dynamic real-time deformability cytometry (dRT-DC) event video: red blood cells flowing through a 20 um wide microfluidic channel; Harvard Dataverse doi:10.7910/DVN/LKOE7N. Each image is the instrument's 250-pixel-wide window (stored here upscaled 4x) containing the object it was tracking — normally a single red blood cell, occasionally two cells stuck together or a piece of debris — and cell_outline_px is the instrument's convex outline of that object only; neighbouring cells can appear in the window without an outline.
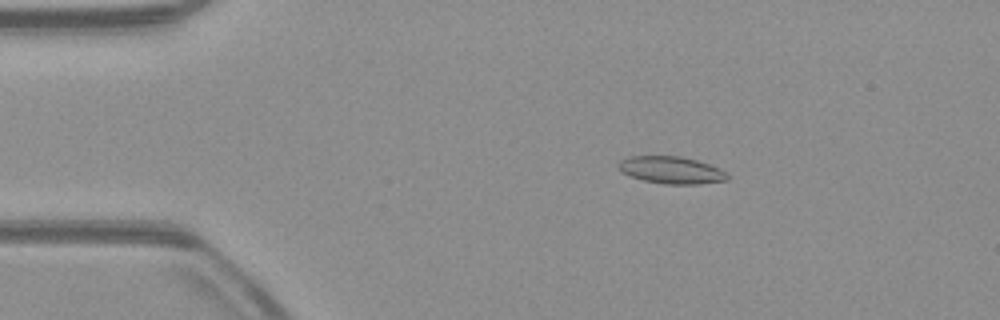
{"species": "common noctule bat (a hibernating species)", "species_latin": "Nyctalus noctula", "temperature_condition": "warm", "stored_images_in_passage": 53, "camera_frame_rate_fps": 3000, "um_per_image_px": 0.085, "animal": {"sex": "male", "body_mass_g": 23.1, "forearm_length_mm": 52.7}, "frame": {"image": 1, "passage_image": 10, "time_ms": 3.0, "image_size_px": [1000, 320], "cell_outline_px": [[728, 180], [700, 184], [664, 184], [644, 180], [620, 172], [616, 168], [616, 164], [620, 160], [628, 156], [680, 156], [696, 160], [720, 168], [728, 172]], "centroid_in_image_um": [57.04, 14.45], "position_along_channel_um": 28.0, "area_um2": 17.46}}
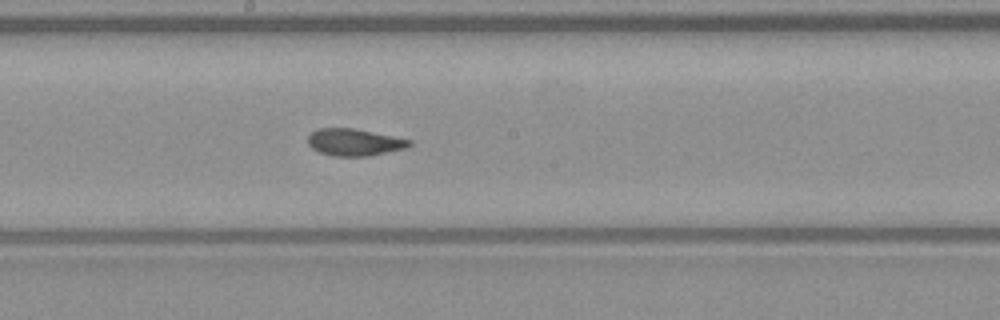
{"frame": {"image": 2, "passage_image": 29, "time_ms": 9.333, "image_size_px": [1000, 320], "cell_outline_px": [[412, 144], [408, 148], [368, 156], [332, 156], [320, 152], [312, 148], [308, 144], [308, 136], [312, 132], [320, 128], [352, 128], [412, 140]], "centroid_in_image_um": [30.13, 12.1], "position_along_channel_um": 218.1, "area_um2": 15.9}}
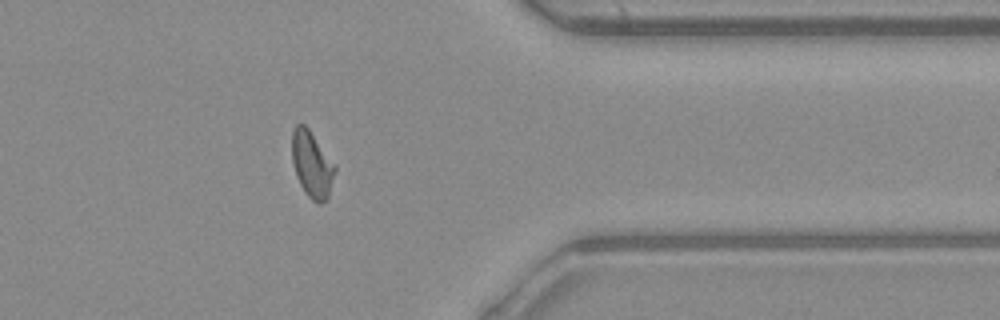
{"frame": {"image": 3, "passage_image": 43, "time_ms": 14.0, "image_size_px": [1000, 320], "cell_outline_px": [[336, 172], [328, 196], [320, 204], [316, 204], [304, 192], [296, 176], [292, 160], [292, 128], [296, 124], [304, 124], [308, 128], [336, 164]], "centroid_in_image_um": [26.52, 13.97], "position_along_channel_um": 384.9, "area_um2": 16.76}, "authors_computed_cell_mechanics": {"area_um2": 16.762, "velocity_mm_per_s": 3.927, "shape_relaxation_time_tau1_ms": null, "shape_relaxation_time_tau2_ms": 1.6474, "deformation_change_tau1": null, "deformation_change_tau2": 0.0753}}